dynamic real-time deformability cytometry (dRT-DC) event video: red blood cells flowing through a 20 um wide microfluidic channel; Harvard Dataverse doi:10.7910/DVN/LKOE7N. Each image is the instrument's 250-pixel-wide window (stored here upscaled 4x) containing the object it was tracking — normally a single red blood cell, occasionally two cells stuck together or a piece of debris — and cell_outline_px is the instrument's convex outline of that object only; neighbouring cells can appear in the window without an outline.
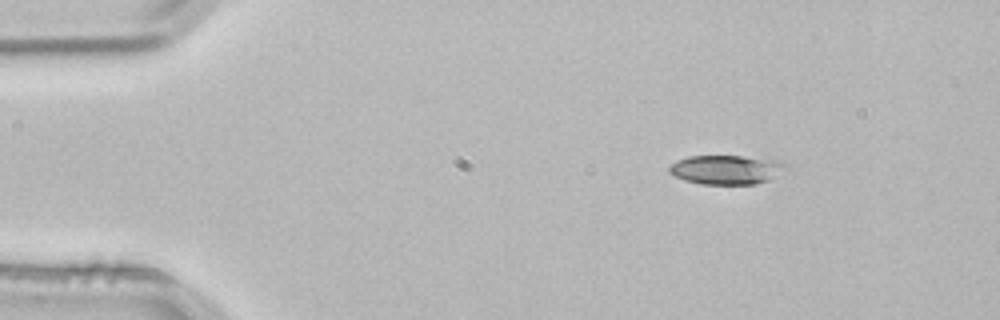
{"species": "common noctule bat (a hibernating species)", "species_latin": "Nyctalus noctula", "temperature_condition": "room temperature", "stored_images_in_passage": 2, "camera_frame_rate_fps": 3000, "um_per_image_px": 0.085, "animal": {"sex": "male", "body_mass_g": 21.5, "forearm_length_mm": 52.0}, "frame": {"image": 1, "passage_image": 1, "time_ms": 0.0, "image_size_px": [1000, 320], "cell_outline_px": [[784, 164], [768, 180], [756, 184], [700, 184], [684, 180], [668, 172], [668, 168], [676, 160], [688, 156], [740, 156], [772, 160]], "centroid_in_image_um": [61.56, 14.42], "position_along_channel_um": 23.4, "area_um2": 19.13}}
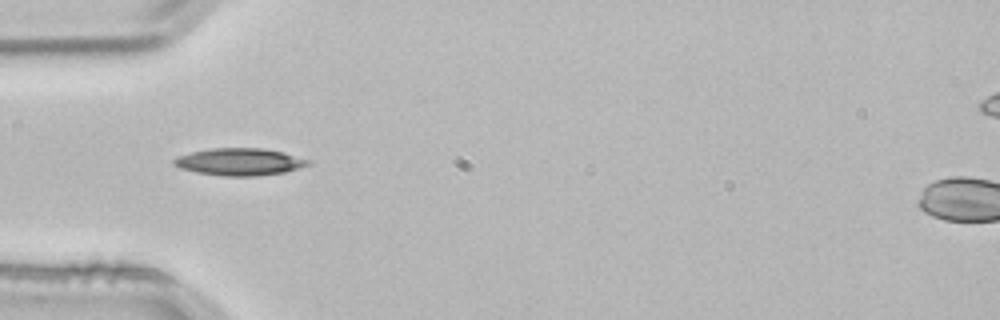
{"frame": {"image": 2, "passage_image": 2, "time_ms": 0.333, "image_size_px": [1000, 320], "cell_outline_px": [[312, 164], [284, 172], [256, 176], [224, 176], [196, 172], [180, 168], [172, 164], [172, 160], [176, 156], [192, 152], [212, 148], [260, 148], [284, 152], [308, 160]], "centroid_in_image_um": [20.33, 13.75], "position_along_channel_um": 64.7, "area_um2": 21.21}}